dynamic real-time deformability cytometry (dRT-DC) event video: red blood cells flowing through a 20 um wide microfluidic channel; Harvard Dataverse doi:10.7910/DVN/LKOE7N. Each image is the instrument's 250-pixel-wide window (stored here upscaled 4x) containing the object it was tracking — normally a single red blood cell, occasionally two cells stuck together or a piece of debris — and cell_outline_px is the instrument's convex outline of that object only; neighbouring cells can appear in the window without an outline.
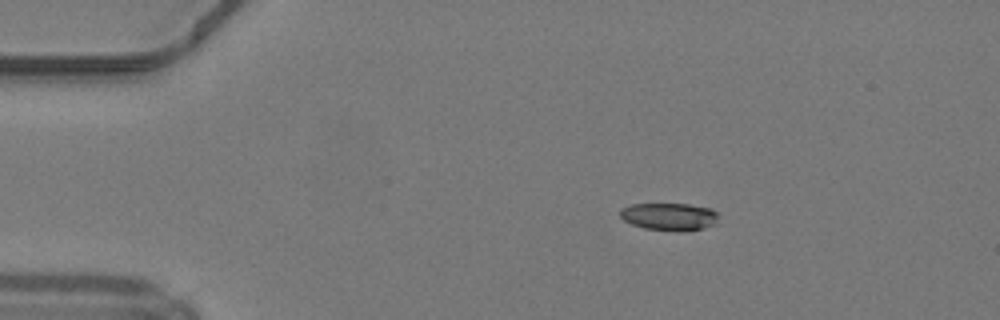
{"species": "common noctule bat (a hibernating species)", "species_latin": "Nyctalus noctula", "temperature_condition": "warm", "stored_images_in_passage": 49, "camera_frame_rate_fps": 3000, "um_per_image_px": 0.085, "animal": {"sex": "male", "body_mass_g": 19.2, "forearm_length_mm": 51.8}, "frame": {"image": 1, "passage_image": 9, "time_ms": 2.667, "image_size_px": [1000, 320], "cell_outline_px": [[716, 224], [700, 228], [644, 228], [632, 224], [624, 220], [620, 216], [620, 208], [632, 204], [688, 204], [712, 208], [716, 212]], "centroid_in_image_um": [56.84, 18.35], "position_along_channel_um": 28.2, "area_um2": 14.91}}
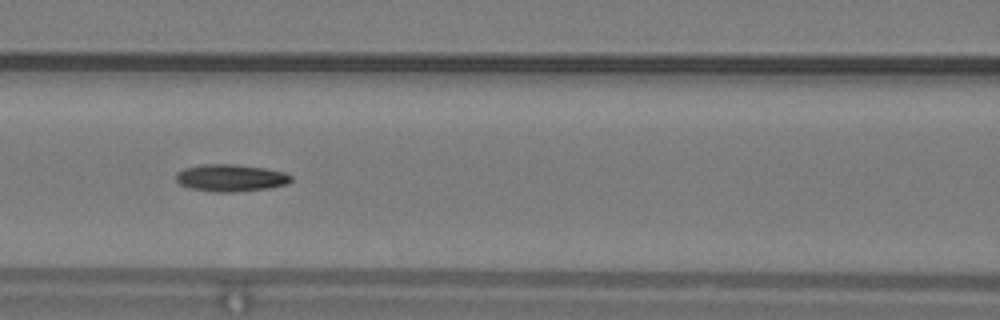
{"frame": {"image": 2, "passage_image": 22, "time_ms": 7.0, "image_size_px": [1000, 320], "cell_outline_px": [[292, 180], [288, 184], [268, 188], [236, 192], [216, 192], [192, 188], [180, 184], [176, 180], [176, 172], [184, 168], [200, 164], [236, 164], [264, 168], [284, 172], [292, 176]], "centroid_in_image_um": [19.62, 15.11], "position_along_channel_um": 147.0, "area_um2": 18.26}}
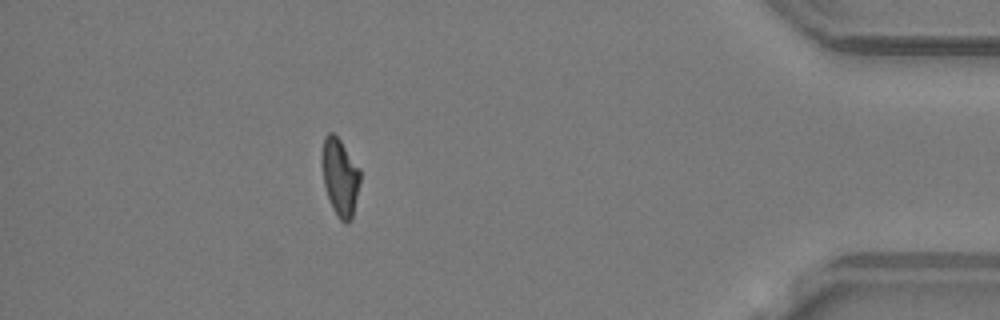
{"frame": {"image": 3, "passage_image": 44, "time_ms": 14.333, "image_size_px": [1000, 320], "cell_outline_px": [[360, 184], [352, 216], [348, 224], [344, 224], [336, 216], [332, 208], [324, 184], [320, 164], [320, 156], [324, 136], [328, 132], [332, 132], [340, 140], [360, 168]], "centroid_in_image_um": [28.87, 15.04], "position_along_channel_um": 406.3, "area_um2": 17.57}, "authors_computed_cell_mechanics": {"area_um2": 17.2822, "velocity_mm_per_s": 4.2279, "shape_relaxation_time_tau1_ms": null, "shape_relaxation_time_tau2_ms": 5.634, "deformation_change_tau1": null, "deformation_change_tau2": 0.1416}}